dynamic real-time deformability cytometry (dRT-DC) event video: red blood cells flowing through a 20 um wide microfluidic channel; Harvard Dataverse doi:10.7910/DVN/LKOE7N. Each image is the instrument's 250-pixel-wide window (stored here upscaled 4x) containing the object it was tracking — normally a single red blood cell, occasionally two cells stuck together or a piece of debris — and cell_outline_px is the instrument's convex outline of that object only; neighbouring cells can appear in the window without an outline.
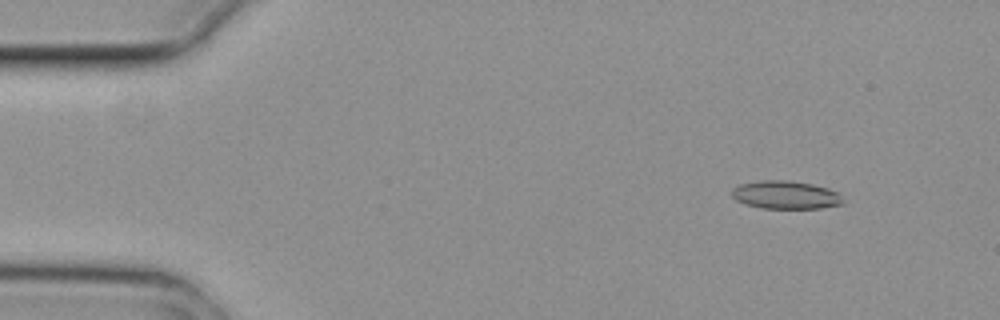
{"species": "common noctule bat (a hibernating species)", "species_latin": "Nyctalus noctula", "temperature_condition": "cold", "stored_images_in_passage": 4, "camera_frame_rate_fps": 3000, "um_per_image_px": 0.085, "animal": {"sex": "female", "body_mass_g": 29.2, "forearm_length_mm": 56.3}, "frame": {"image": 1, "passage_image": 2, "time_ms": 0.333, "image_size_px": [1000, 320], "cell_outline_px": [[844, 204], [820, 208], [764, 208], [744, 204], [736, 200], [732, 196], [732, 188], [740, 184], [760, 180], [788, 180], [812, 184], [828, 188], [836, 192], [840, 196]], "centroid_in_image_um": [66.75, 16.56], "position_along_channel_um": 18.2, "area_um2": 18.15}}
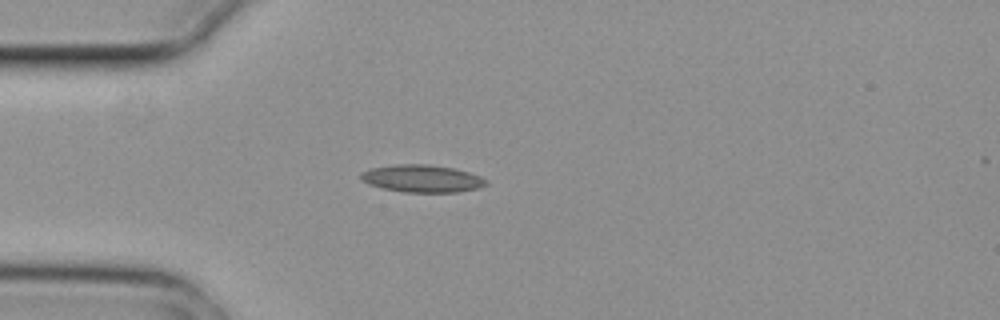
{"frame": {"image": 2, "passage_image": 4, "time_ms": 1.0, "image_size_px": [1000, 320], "cell_outline_px": [[488, 184], [480, 188], [456, 192], [404, 192], [380, 188], [368, 184], [360, 180], [360, 172], [372, 168], [392, 164], [428, 164], [452, 168], [468, 172], [480, 176], [488, 180]], "centroid_in_image_um": [35.85, 15.18], "position_along_channel_um": 49.2, "area_um2": 20.23}}